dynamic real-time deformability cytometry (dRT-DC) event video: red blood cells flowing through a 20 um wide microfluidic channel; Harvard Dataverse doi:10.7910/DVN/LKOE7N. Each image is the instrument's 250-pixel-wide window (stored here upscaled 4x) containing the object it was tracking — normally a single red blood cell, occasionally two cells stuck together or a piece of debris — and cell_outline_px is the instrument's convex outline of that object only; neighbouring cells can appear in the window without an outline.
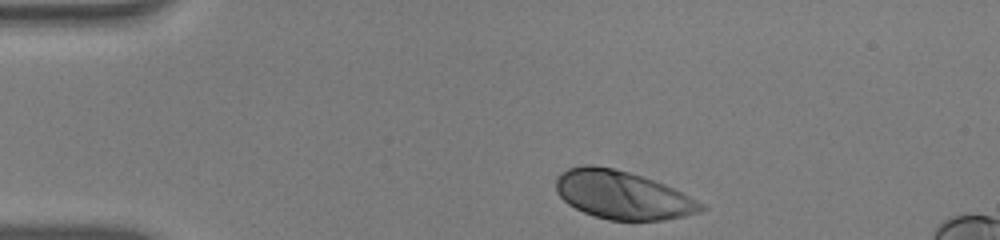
{"species": "human", "species_latin": "Homo sapiens", "temperature_condition": "warm", "stored_images_in_passage": 35, "camera_frame_rate_fps": 3000, "um_per_image_px": 0.085, "donor": {"sex": "male"}, "frame": {"image": 1, "passage_image": 1, "time_ms": 0.0, "image_size_px": [1000, 240], "cell_outline_px": [[708, 208], [700, 212], [684, 216], [664, 220], [608, 220], [584, 212], [568, 204], [556, 192], [556, 180], [560, 172], [568, 168], [584, 164], [592, 164], [612, 168], [644, 176], [664, 184], [704, 204]], "centroid_in_image_um": [52.89, 16.57], "position_along_channel_um": 32.1, "area_um2": 40.69}}
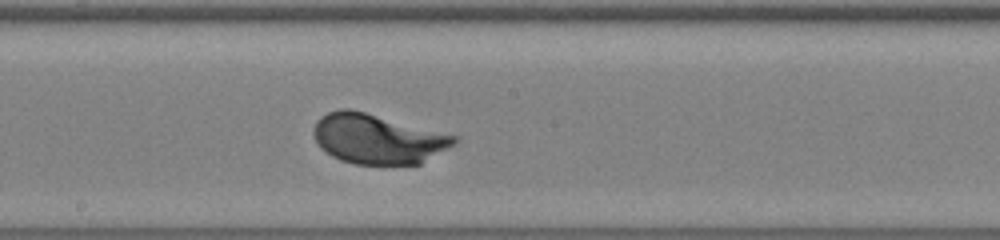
{"frame": {"image": 2, "passage_image": 20, "time_ms": 6.333, "image_size_px": [1000, 240], "cell_outline_px": [[456, 144], [420, 164], [356, 164], [340, 160], [332, 156], [320, 148], [312, 132], [316, 120], [320, 116], [328, 112], [340, 108], [348, 108], [364, 112], [456, 136]], "centroid_in_image_um": [32.05, 11.81], "position_along_channel_um": 216.2, "area_um2": 40.46}}
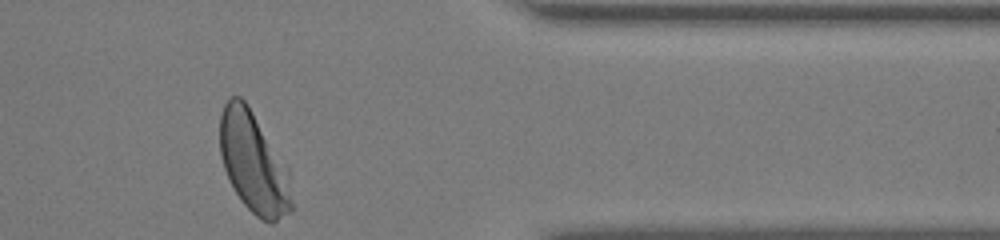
{"frame": {"image": 3, "passage_image": 35, "time_ms": 11.333, "image_size_px": [1000, 240], "cell_outline_px": [[292, 212], [272, 224], [268, 224], [260, 220], [240, 200], [224, 168], [220, 156], [220, 116], [224, 104], [228, 96], [240, 96], [248, 104], [288, 168], [292, 204]], "centroid_in_image_um": [21.56, 13.84], "position_along_channel_um": 389.8, "area_um2": 42.25}, "authors_computed_cell_mechanics": {"area_um2": 40.6334, "velocity_mm_per_s": 3.838, "shape_relaxation_time_tau1_ms": 1.5555, "shape_relaxation_time_tau2_ms": null, "deformation_change_tau1": 0.1393, "deformation_change_tau2": null}}